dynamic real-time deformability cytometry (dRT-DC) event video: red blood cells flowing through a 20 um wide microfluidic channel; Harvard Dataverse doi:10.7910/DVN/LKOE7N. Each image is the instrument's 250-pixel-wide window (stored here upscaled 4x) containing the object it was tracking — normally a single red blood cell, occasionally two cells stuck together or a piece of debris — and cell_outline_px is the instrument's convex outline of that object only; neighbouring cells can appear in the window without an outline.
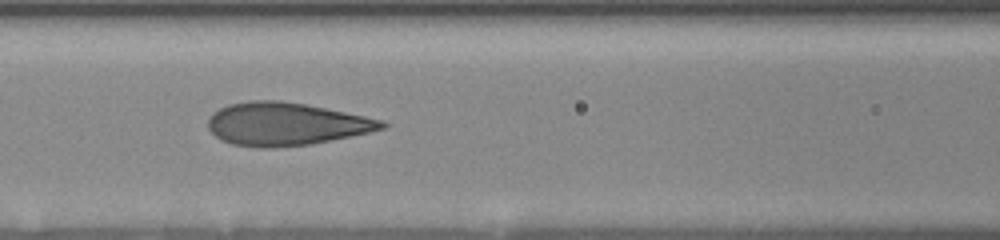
{"species": "human", "species_latin": "Homo sapiens", "temperature_condition": "room temperature", "stored_images_in_passage": 21, "camera_frame_rate_fps": 3000, "um_per_image_px": 0.085, "donor": {"sex": "female"}, "frame": {"image": 1, "passage_image": 15, "time_ms": 7.667, "image_size_px": [1000, 240], "cell_outline_px": [[388, 124], [384, 128], [368, 132], [308, 144], [272, 148], [260, 148], [232, 144], [220, 140], [208, 128], [208, 120], [212, 112], [228, 104], [252, 100], [280, 100], [304, 104], [364, 116], [380, 120]], "centroid_in_image_um": [24.21, 10.54], "position_along_channel_um": 142.4, "area_um2": 42.95}}
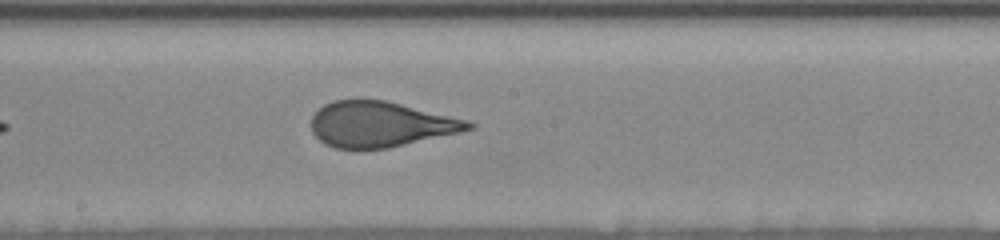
{"frame": {"image": 2, "passage_image": 18, "time_ms": 9.667, "image_size_px": [1000, 240], "cell_outline_px": [[476, 128], [460, 132], [388, 148], [336, 148], [324, 144], [312, 132], [312, 116], [324, 104], [332, 100], [384, 100], [468, 120], [476, 124]], "centroid_in_image_um": [32.35, 10.56], "position_along_channel_um": 215.9, "area_um2": 41.27}}
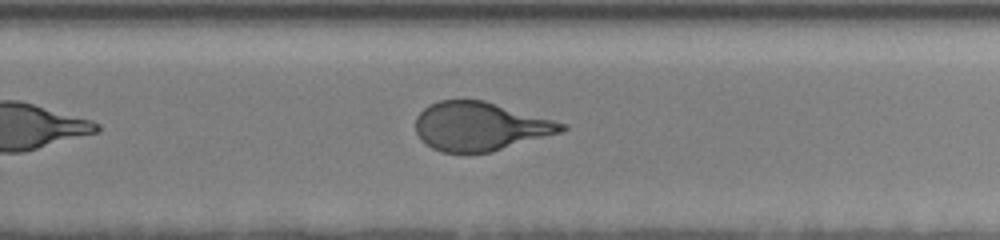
{"frame": {"image": 3, "passage_image": 21, "time_ms": 11.667, "image_size_px": [1000, 240], "cell_outline_px": [[568, 128], [560, 132], [492, 152], [440, 152], [424, 144], [420, 140], [416, 132], [416, 116], [428, 104], [440, 100], [484, 100], [568, 124]], "centroid_in_image_um": [40.78, 10.74], "position_along_channel_um": 289.0, "area_um2": 41.38}}